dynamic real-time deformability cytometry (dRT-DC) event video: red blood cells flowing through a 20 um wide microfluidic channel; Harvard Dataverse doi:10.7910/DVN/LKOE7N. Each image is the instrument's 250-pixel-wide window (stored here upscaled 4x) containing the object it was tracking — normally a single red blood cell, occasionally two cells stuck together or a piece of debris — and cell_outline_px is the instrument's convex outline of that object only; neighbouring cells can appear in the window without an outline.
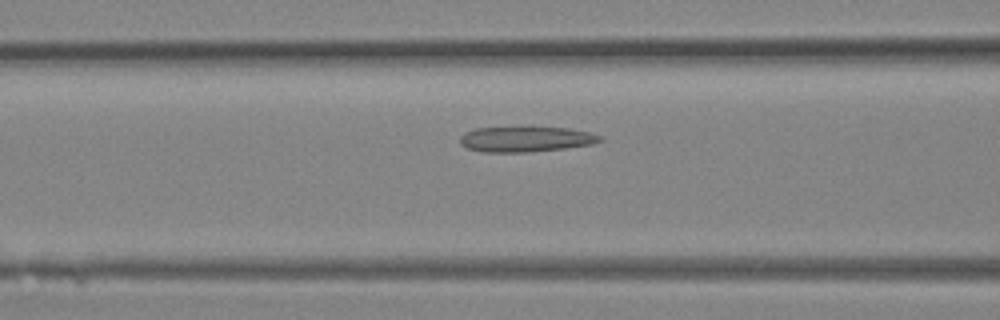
{"species": "Egyptian fruit bat (a non-hibernating species)", "species_latin": "Rousettus aegyptiacus", "temperature_condition": "room temperature", "stored_images_in_passage": 31, "camera_frame_rate_fps": 3000, "um_per_image_px": 0.085, "animal": {"sex": "female"}, "frame": {"image": 1, "passage_image": 12, "time_ms": 3.667, "image_size_px": [1000, 320], "cell_outline_px": [[604, 140], [592, 144], [564, 148], [528, 152], [484, 152], [468, 148], [460, 144], [460, 136], [464, 132], [476, 128], [568, 128], [588, 132], [604, 136]], "centroid_in_image_um": [44.7, 11.84], "position_along_channel_um": 121.9, "area_um2": 20.46}}
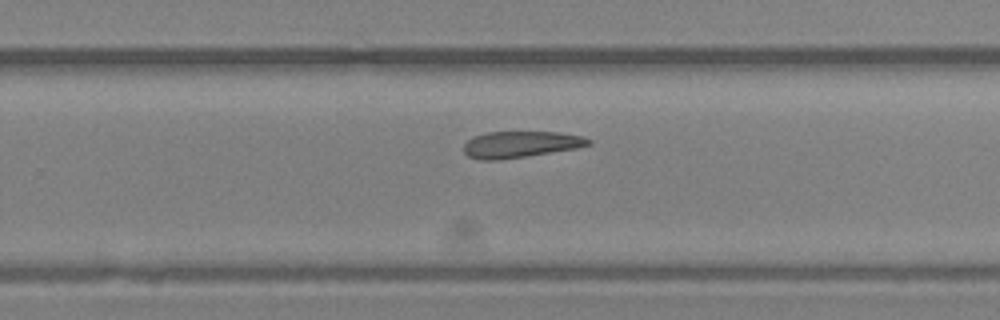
{"frame": {"image": 2, "passage_image": 20, "time_ms": 6.333, "image_size_px": [1000, 320], "cell_outline_px": [[592, 144], [576, 148], [500, 160], [480, 160], [468, 156], [464, 152], [464, 144], [472, 136], [488, 132], [556, 132], [584, 136], [592, 140]], "centroid_in_image_um": [44.24, 12.27], "position_along_channel_um": 285.6, "area_um2": 19.19}}
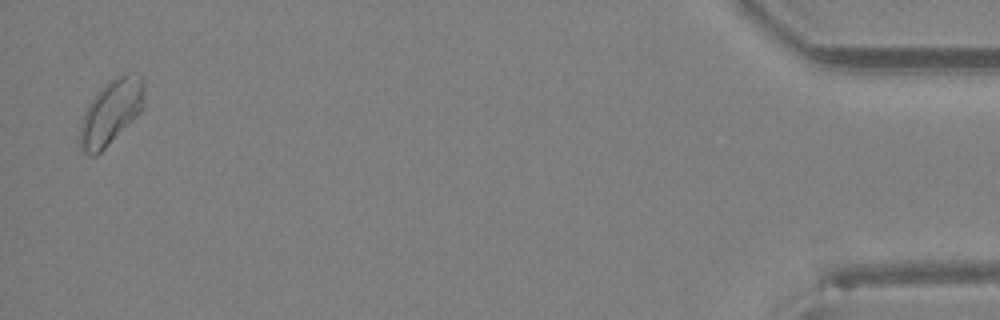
{"frame": {"image": 3, "passage_image": 31, "time_ms": 10.0, "image_size_px": [1000, 320], "cell_outline_px": [[144, 104], [140, 112], [96, 156], [88, 156], [80, 148], [80, 128], [84, 112], [88, 104], [96, 92], [100, 88], [116, 76], [124, 72], [128, 72], [140, 76], [144, 84]], "centroid_in_image_um": [9.43, 9.5], "position_along_channel_um": 425.8, "area_um2": 24.1}}